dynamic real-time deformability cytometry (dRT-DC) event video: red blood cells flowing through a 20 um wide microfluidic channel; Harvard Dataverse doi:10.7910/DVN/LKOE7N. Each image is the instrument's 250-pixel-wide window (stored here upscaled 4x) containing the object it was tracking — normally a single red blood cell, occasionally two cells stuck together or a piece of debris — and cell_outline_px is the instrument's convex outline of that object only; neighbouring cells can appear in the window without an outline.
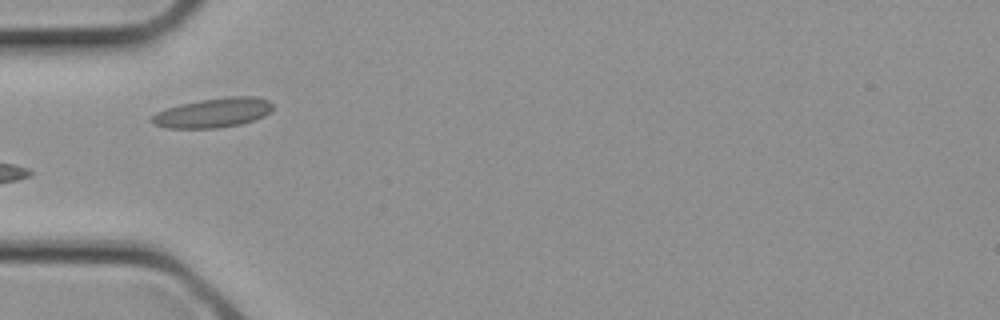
{"species": "common noctule bat (a hibernating species)", "species_latin": "Nyctalus noctula", "temperature_condition": "cold", "stored_images_in_passage": 3, "camera_frame_rate_fps": 3000, "um_per_image_px": 0.085, "animal": {"sex": "female", "body_mass_g": 21.9}, "frame": {"image": 1, "passage_image": 3, "time_ms": 0.667, "image_size_px": [1000, 320], "cell_outline_px": [[272, 108], [264, 116], [240, 124], [220, 128], [164, 128], [152, 124], [148, 120], [156, 112], [180, 104], [200, 100], [228, 96], [256, 96], [268, 100], [272, 104]], "centroid_in_image_um": [18.07, 9.59], "position_along_channel_um": 66.9, "area_um2": 20.87}}